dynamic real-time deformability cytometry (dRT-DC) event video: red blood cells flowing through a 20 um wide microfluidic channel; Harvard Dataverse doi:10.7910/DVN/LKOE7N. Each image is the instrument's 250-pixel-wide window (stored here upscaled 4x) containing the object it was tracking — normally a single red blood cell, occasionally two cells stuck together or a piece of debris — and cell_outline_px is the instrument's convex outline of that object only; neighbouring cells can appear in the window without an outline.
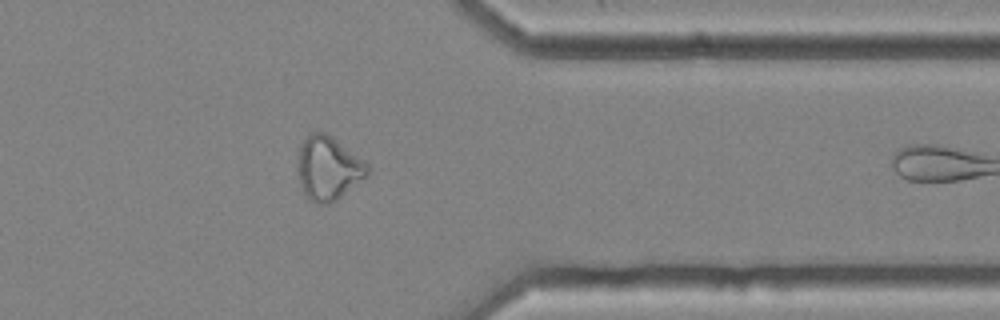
{"species": "common noctule bat (a hibernating species)", "species_latin": "Nyctalus noctula", "temperature_condition": "cold", "stored_images_in_passage": 32, "camera_frame_rate_fps": 3000, "um_per_image_px": 0.085, "animal": {"sex": "female", "body_mass_g": 25.1}, "frame": {"image": 1, "passage_image": 28, "time_ms": 9.0, "image_size_px": [1000, 320], "cell_outline_px": [[368, 176], [336, 200], [328, 204], [320, 204], [308, 200], [300, 184], [296, 168], [296, 160], [300, 144], [312, 132], [324, 132], [332, 136], [364, 160], [368, 164]], "centroid_in_image_um": [27.87, 14.3], "position_along_channel_um": 383.5, "area_um2": 26.18}, "authors_computed_cell_mechanics": {"area_um2": 21.7906, "velocity_mm_per_s": 3.6674, "shape_relaxation_time_tau1_ms": null, "shape_relaxation_time_tau2_ms": 3.6935, "deformation_change_tau1": null, "deformation_change_tau2": 0.1119}}